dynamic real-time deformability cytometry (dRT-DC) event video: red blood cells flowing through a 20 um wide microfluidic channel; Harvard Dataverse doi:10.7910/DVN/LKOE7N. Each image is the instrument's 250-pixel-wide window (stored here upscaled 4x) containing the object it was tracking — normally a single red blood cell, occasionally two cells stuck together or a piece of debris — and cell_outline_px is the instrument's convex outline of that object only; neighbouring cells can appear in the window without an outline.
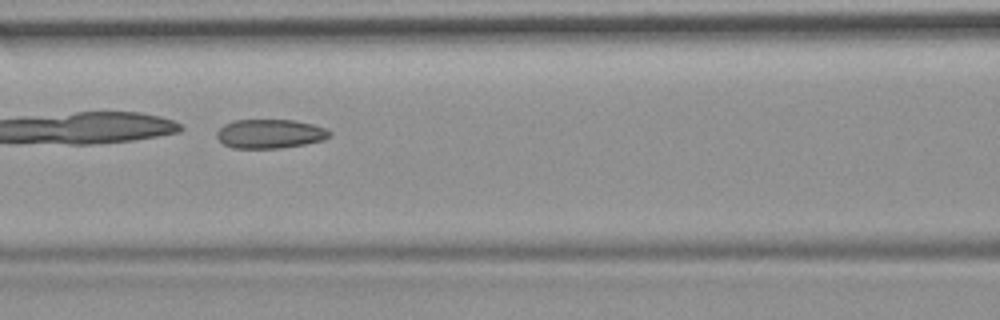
{"species": "common noctule bat (a hibernating species)", "species_latin": "Nyctalus noctula", "temperature_condition": "room temperature", "stored_images_in_passage": 14, "camera_frame_rate_fps": 3000, "um_per_image_px": 0.085, "animal": {"sex": "female", "body_mass_g": 19.9}, "frame": {"image": 1, "passage_image": 7, "time_ms": 7.667, "image_size_px": [1000, 320], "cell_outline_px": [[332, 136], [324, 140], [304, 144], [280, 148], [232, 148], [224, 144], [216, 136], [216, 132], [224, 124], [232, 120], [292, 120], [312, 124], [324, 128], [332, 132]], "centroid_in_image_um": [22.95, 11.37], "position_along_channel_um": 143.7, "area_um2": 19.13}}
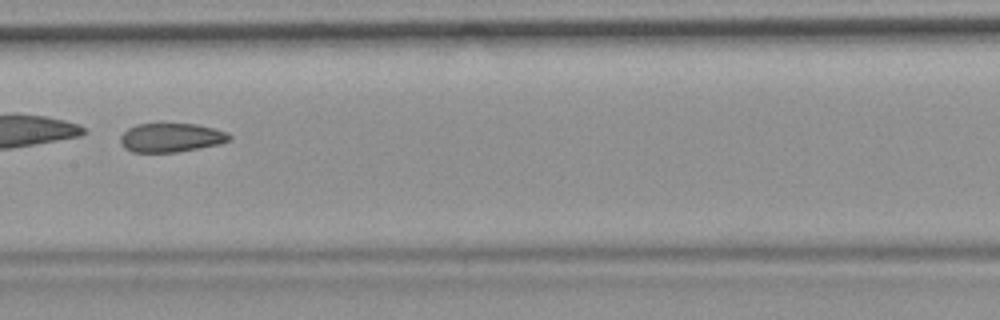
{"frame": {"image": 2, "passage_image": 8, "time_ms": 9.0, "image_size_px": [1000, 320], "cell_outline_px": [[232, 140], [216, 144], [176, 152], [132, 152], [124, 148], [120, 144], [120, 136], [128, 128], [136, 124], [196, 124], [228, 132], [232, 136]], "centroid_in_image_um": [14.51, 11.69], "position_along_channel_um": 192.9, "area_um2": 18.26}}